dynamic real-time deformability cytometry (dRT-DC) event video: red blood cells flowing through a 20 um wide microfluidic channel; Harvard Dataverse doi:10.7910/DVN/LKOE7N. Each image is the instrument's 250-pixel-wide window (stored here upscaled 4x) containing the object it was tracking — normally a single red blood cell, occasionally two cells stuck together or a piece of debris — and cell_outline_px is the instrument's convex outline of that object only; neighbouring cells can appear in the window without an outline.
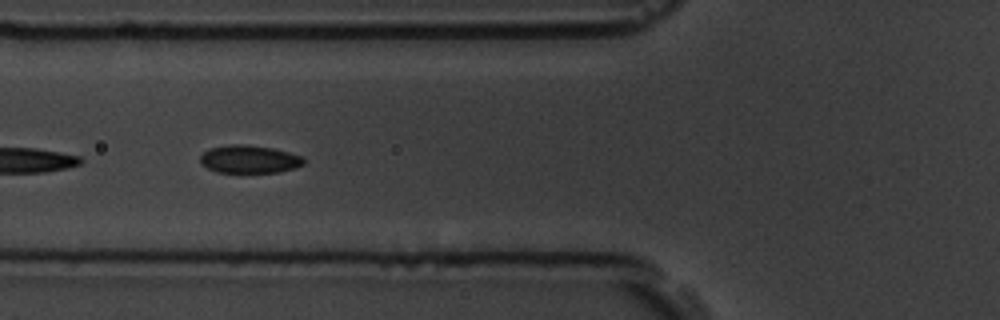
{"species": "common noctule bat (a hibernating species)", "species_latin": "Nyctalus noctula", "temperature_condition": "room temperature", "stored_images_in_passage": 26, "segment_of_instrument_passage": [2, 2], "camera_frame_rate_fps": 3000, "um_per_image_px": 0.085, "animal": {"sex": "male", "body_mass_g": 19.5, "forearm_length_mm": 54.6}, "frame": {"image": 1, "passage_image": 22, "time_ms": 7.0, "image_size_px": [1000, 320], "cell_outline_px": [[308, 160], [304, 164], [296, 168], [280, 172], [216, 172], [200, 164], [200, 156], [208, 148], [228, 144], [244, 144], [272, 148], [304, 156]], "centroid_in_image_um": [21.22, 13.53], "position_along_channel_um": 104.6, "area_um2": 17.11}}